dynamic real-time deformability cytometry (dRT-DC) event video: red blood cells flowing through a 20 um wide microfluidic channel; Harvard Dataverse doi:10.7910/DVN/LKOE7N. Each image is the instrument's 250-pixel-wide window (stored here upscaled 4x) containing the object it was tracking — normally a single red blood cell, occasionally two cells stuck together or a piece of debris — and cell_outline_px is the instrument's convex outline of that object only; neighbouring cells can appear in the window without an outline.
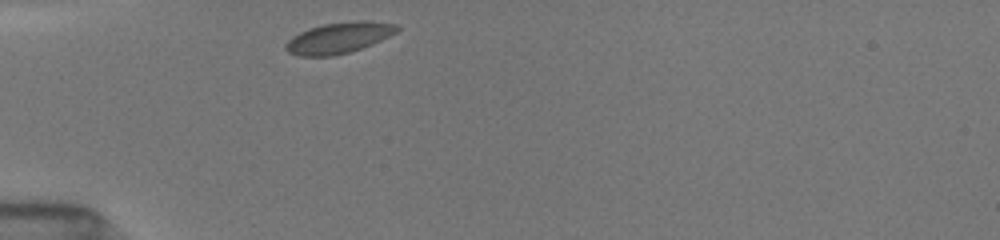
{"species": "common noctule bat (a hibernating species)", "species_latin": "Nyctalus noctula", "temperature_condition": "room temperature", "stored_images_in_passage": 29, "camera_frame_rate_fps": 3000, "um_per_image_px": 0.085, "animal": {"sex": "female", "body_mass_g": 19.5, "forearm_length_mm": 54.1}, "frame": {"image": 1, "passage_image": 1, "time_ms": 0.0, "image_size_px": [1000, 240], "cell_outline_px": [[400, 28], [396, 32], [372, 44], [348, 52], [332, 56], [300, 56], [288, 52], [284, 48], [284, 44], [292, 36], [308, 28], [324, 24], [352, 20], [360, 20], [396, 24]], "centroid_in_image_um": [28.76, 3.21], "position_along_channel_um": 56.2, "area_um2": 20.0}}
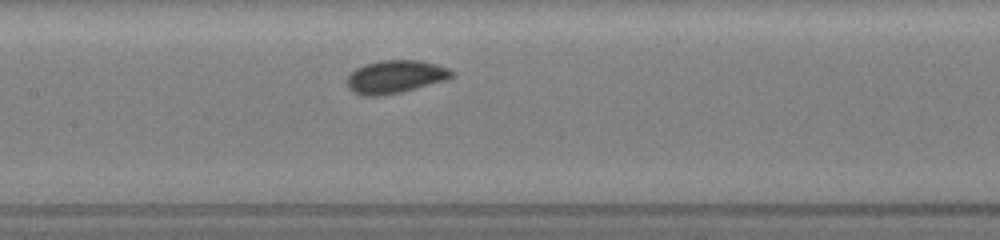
{"frame": {"image": 2, "passage_image": 10, "time_ms": 3.333, "image_size_px": [1000, 240], "cell_outline_px": [[456, 76], [444, 80], [400, 92], [384, 96], [364, 96], [352, 92], [348, 88], [344, 80], [356, 68], [364, 64], [380, 60], [420, 60], [436, 64], [448, 68], [456, 72]], "centroid_in_image_um": [33.57, 6.52], "position_along_channel_um": 173.8, "area_um2": 20.35}}
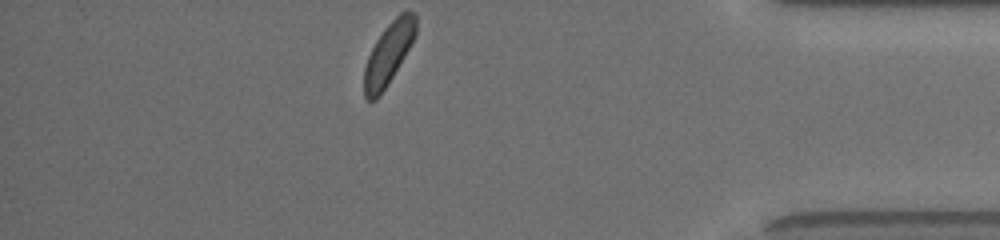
{"frame": {"image": 3, "passage_image": 29, "time_ms": 10.0, "image_size_px": [1000, 240], "cell_outline_px": [[416, 32], [408, 48], [392, 76], [376, 100], [368, 100], [364, 96], [364, 68], [368, 56], [376, 40], [384, 28], [400, 12], [416, 12]], "centroid_in_image_um": [33.0, 4.53], "position_along_channel_um": 402.2, "area_um2": 18.03}, "authors_computed_cell_mechanics": {"area_um2": 19.1318, "velocity_mm_per_s": 3.9065, "shape_relaxation_time_tau1_ms": 4.6226, "shape_relaxation_time_tau2_ms": null, "deformation_change_tau1": 0.0933, "deformation_change_tau2": null}}